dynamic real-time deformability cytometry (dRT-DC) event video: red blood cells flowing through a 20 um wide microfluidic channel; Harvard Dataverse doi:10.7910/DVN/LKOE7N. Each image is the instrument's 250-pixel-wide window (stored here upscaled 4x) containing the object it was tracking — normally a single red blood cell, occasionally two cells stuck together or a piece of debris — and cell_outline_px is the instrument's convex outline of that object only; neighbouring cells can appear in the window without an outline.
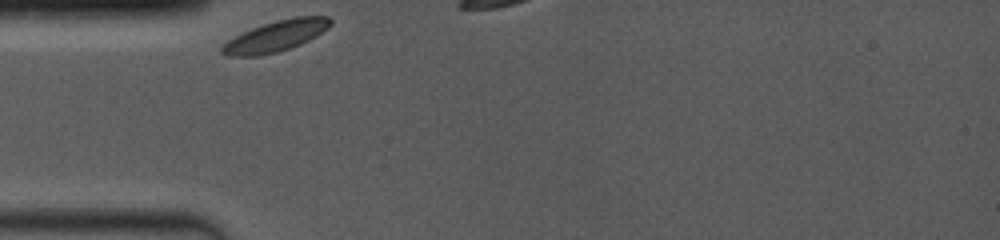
{"species": "common noctule bat (a hibernating species)", "species_latin": "Nyctalus noctula", "temperature_condition": "room temperature", "stored_images_in_passage": 23, "camera_frame_rate_fps": 4000, "um_per_image_px": 0.085, "animal": {"sex": "female", "body_mass_g": 19.0, "forearm_length_mm": 53.3}, "frame": {"image": 1, "passage_image": 1, "time_ms": 0.0, "image_size_px": [1000, 240], "cell_outline_px": [[332, 24], [328, 28], [316, 36], [300, 44], [276, 52], [260, 56], [228, 56], [220, 52], [220, 48], [228, 40], [252, 28], [276, 20], [296, 16], [328, 16], [332, 20]], "centroid_in_image_um": [23.46, 3.06], "position_along_channel_um": 61.5, "area_um2": 19.36}}